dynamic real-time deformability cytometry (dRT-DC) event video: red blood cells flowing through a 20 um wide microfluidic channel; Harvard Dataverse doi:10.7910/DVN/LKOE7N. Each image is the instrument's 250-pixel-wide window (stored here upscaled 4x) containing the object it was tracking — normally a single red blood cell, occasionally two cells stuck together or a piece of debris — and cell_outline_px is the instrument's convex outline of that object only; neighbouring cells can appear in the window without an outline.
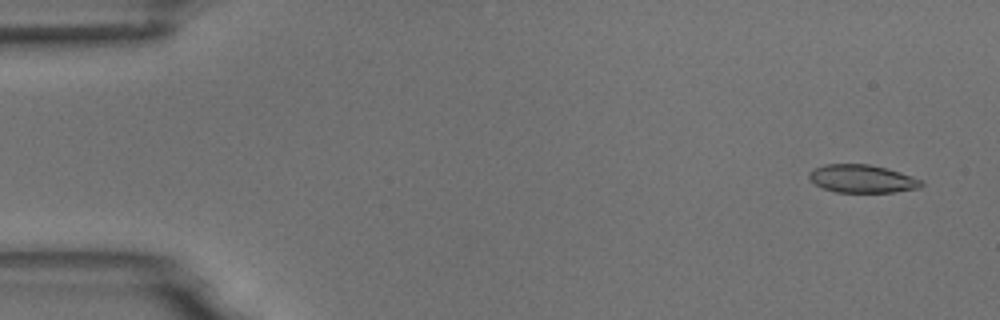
{"species": "common noctule bat (a hibernating species)", "species_latin": "Nyctalus noctula", "temperature_condition": "room temperature", "stored_images_in_passage": 8, "camera_frame_rate_fps": 3000, "um_per_image_px": 0.085, "animal": {"sex": "male", "body_mass_g": 18.8}, "frame": {"image": 1, "passage_image": 1, "time_ms": 0.0, "image_size_px": [1000, 320], "cell_outline_px": [[924, 184], [920, 188], [892, 192], [836, 192], [824, 188], [816, 184], [808, 176], [808, 172], [812, 168], [824, 164], [868, 164], [900, 172], [924, 180]], "centroid_in_image_um": [73.29, 15.19], "position_along_channel_um": 11.7, "area_um2": 18.32}}
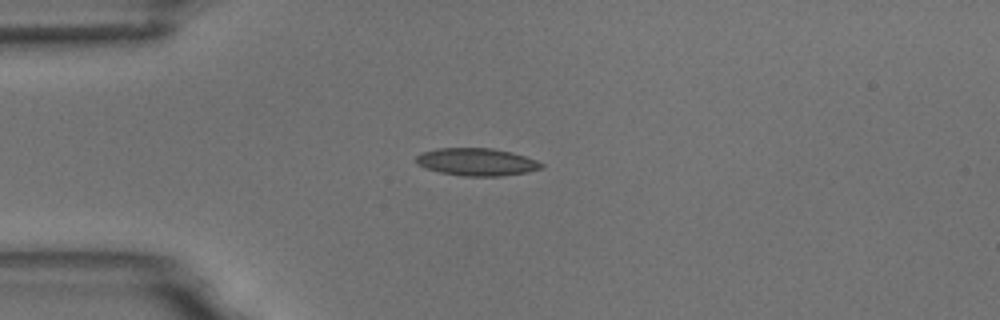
{"frame": {"image": 2, "passage_image": 4, "time_ms": 3.667, "image_size_px": [1000, 320], "cell_outline_px": [[544, 168], [528, 172], [500, 176], [464, 176], [440, 172], [416, 164], [416, 156], [420, 152], [436, 148], [492, 148], [512, 152], [536, 160], [544, 164]], "centroid_in_image_um": [40.52, 13.76], "position_along_channel_um": 44.5, "area_um2": 20.17}}